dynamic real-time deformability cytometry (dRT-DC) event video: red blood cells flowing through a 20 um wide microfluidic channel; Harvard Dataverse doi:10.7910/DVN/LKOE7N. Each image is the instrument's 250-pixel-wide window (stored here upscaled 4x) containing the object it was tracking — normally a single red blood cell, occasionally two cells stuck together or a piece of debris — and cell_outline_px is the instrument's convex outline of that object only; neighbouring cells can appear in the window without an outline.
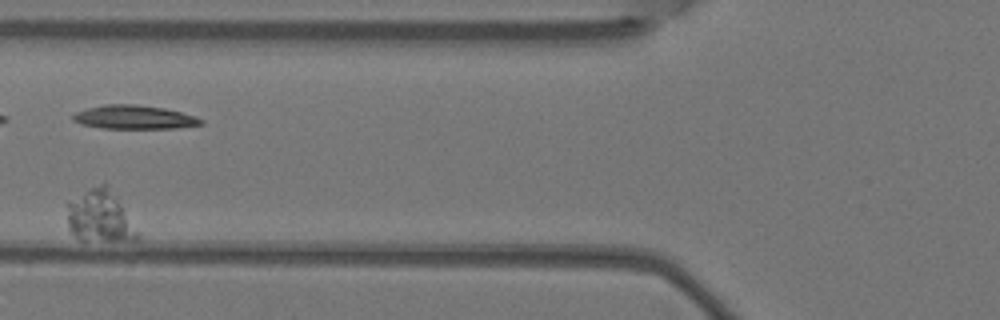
{"species": "Egyptian fruit bat (a non-hibernating species)", "species_latin": "Rousettus aegyptiacus", "temperature_condition": "warm", "stored_images_in_passage": 7, "camera_frame_rate_fps": 3000, "um_per_image_px": 0.085, "animal": {"sex": "female"}, "frame": {"image": 1, "passage_image": 6, "time_ms": 1.667, "image_size_px": [1000, 320], "cell_outline_px": [[140, 236], [136, 240], [84, 240], [76, 236], [68, 228], [68, 204], [104, 180], [108, 184], [124, 208]], "centroid_in_image_um": [8.53, 18.39], "position_along_channel_um": 117.3, "area_um2": 20.69}}